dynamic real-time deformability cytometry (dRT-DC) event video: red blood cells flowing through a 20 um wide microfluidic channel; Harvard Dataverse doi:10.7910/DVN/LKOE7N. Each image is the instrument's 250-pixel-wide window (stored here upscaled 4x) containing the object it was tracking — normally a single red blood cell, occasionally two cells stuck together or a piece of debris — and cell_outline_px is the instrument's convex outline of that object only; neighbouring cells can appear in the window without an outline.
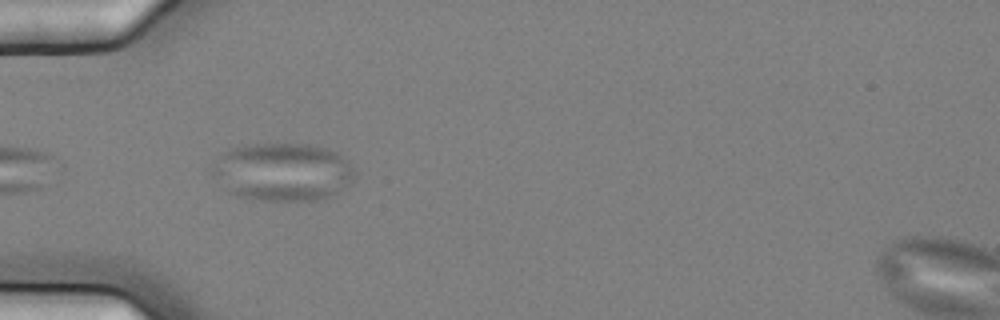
{"species": "common noctule bat (a hibernating species)", "species_latin": "Nyctalus noctula", "temperature_condition": "cold", "stored_images_in_passage": 3, "camera_frame_rate_fps": 3000, "um_per_image_px": 0.085, "animal": {"sex": "female", "body_mass_g": 25.1}, "frame": {"image": 1, "passage_image": 1, "time_ms": 0.0, "image_size_px": [1000, 320], "cell_outline_px": [[356, 172], [352, 180], [336, 192], [316, 200], [252, 200], [236, 196], [228, 192], [212, 176], [212, 168], [220, 156], [228, 148], [248, 144], [308, 144], [324, 148], [336, 152]], "centroid_in_image_um": [23.94, 14.61], "position_along_channel_um": 61.1, "area_um2": 47.8}}
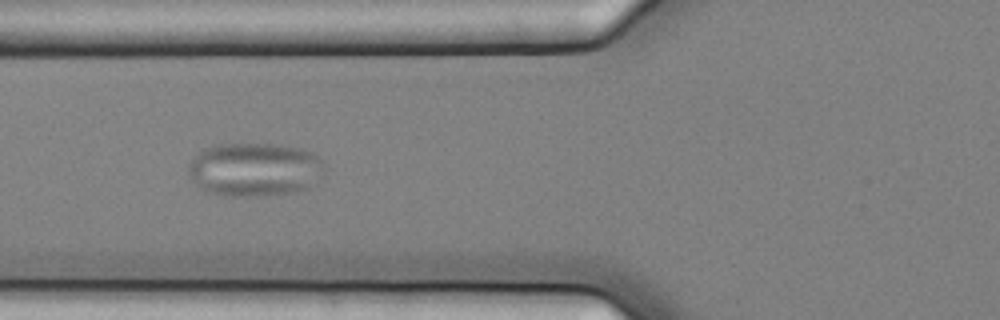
{"frame": {"image": 2, "passage_image": 2, "time_ms": 0.333, "image_size_px": [1000, 320], "cell_outline_px": [[324, 172], [316, 184], [308, 188], [296, 192], [256, 196], [224, 196], [204, 192], [192, 180], [188, 172], [188, 168], [192, 160], [204, 148], [216, 144], [280, 144], [300, 148], [312, 152], [320, 160], [324, 168]], "centroid_in_image_um": [21.65, 14.42], "position_along_channel_um": 104.2, "area_um2": 42.95}}